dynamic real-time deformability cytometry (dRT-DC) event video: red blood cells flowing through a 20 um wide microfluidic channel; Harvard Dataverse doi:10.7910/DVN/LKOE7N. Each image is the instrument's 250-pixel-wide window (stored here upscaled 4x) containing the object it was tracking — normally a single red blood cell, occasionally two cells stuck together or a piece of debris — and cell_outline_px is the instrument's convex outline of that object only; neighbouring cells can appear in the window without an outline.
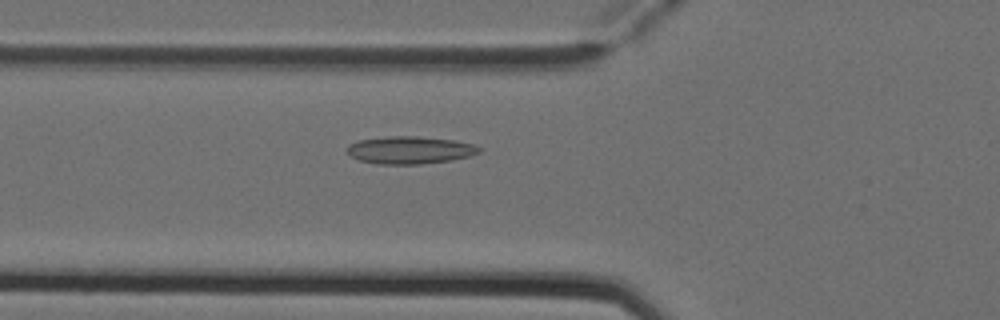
{"species": "Egyptian fruit bat (a non-hibernating species)", "species_latin": "Rousettus aegyptiacus", "temperature_condition": "cold", "stored_images_in_passage": 5, "camera_frame_rate_fps": 3000, "um_per_image_px": 0.085, "animal": {"sex": "female"}, "frame": {"image": 1, "passage_image": 5, "time_ms": 1.333, "image_size_px": [1000, 320], "cell_outline_px": [[480, 152], [468, 156], [452, 160], [420, 164], [376, 164], [360, 160], [348, 156], [348, 144], [360, 140], [388, 136], [416, 136], [452, 140], [472, 144], [480, 148]], "centroid_in_image_um": [34.8, 12.76], "position_along_channel_um": 91.0, "area_um2": 21.04}}